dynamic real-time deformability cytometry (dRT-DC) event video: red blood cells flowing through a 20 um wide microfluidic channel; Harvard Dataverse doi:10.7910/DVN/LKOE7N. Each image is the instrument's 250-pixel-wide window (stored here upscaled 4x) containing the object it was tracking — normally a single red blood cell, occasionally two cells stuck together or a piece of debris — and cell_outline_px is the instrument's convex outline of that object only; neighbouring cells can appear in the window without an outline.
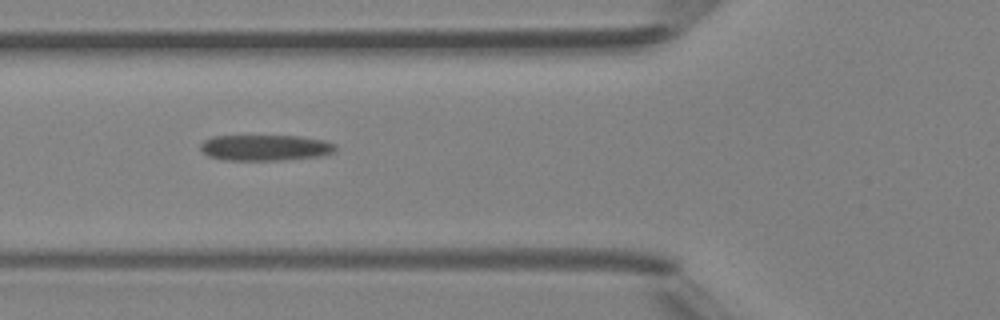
{"species": "Egyptian fruit bat (a non-hibernating species)", "species_latin": "Rousettus aegyptiacus", "temperature_condition": "room temperature", "stored_images_in_passage": 6, "camera_frame_rate_fps": 3000, "um_per_image_px": 0.085, "animal": {"sex": "female"}, "frame": {"image": 1, "passage_image": 4, "time_ms": 3.333, "image_size_px": [1000, 320], "cell_outline_px": [[336, 152], [324, 156], [280, 160], [224, 160], [208, 156], [200, 148], [200, 144], [204, 140], [212, 136], [300, 136], [324, 140], [336, 144]], "centroid_in_image_um": [22.59, 12.55], "position_along_channel_um": 103.2, "area_um2": 20.58}}
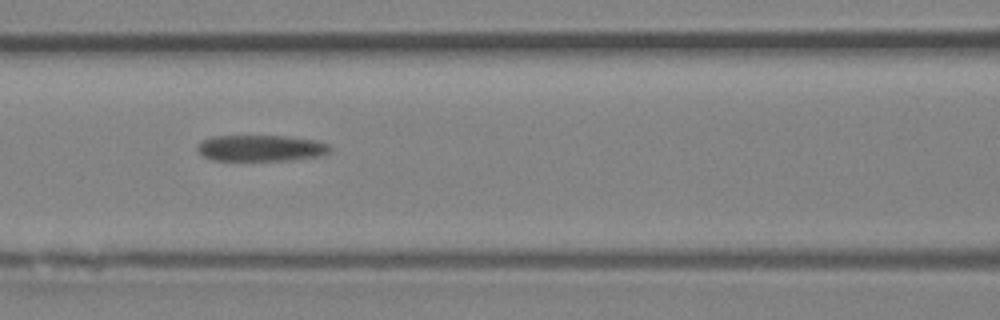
{"frame": {"image": 2, "passage_image": 5, "time_ms": 4.333, "image_size_px": [1000, 320], "cell_outline_px": [[332, 148], [324, 156], [288, 160], [212, 160], [204, 156], [196, 148], [204, 140], [212, 136], [284, 136], [320, 140], [328, 144]], "centroid_in_image_um": [22.25, 12.59], "position_along_channel_um": 144.3, "area_um2": 20.29}}
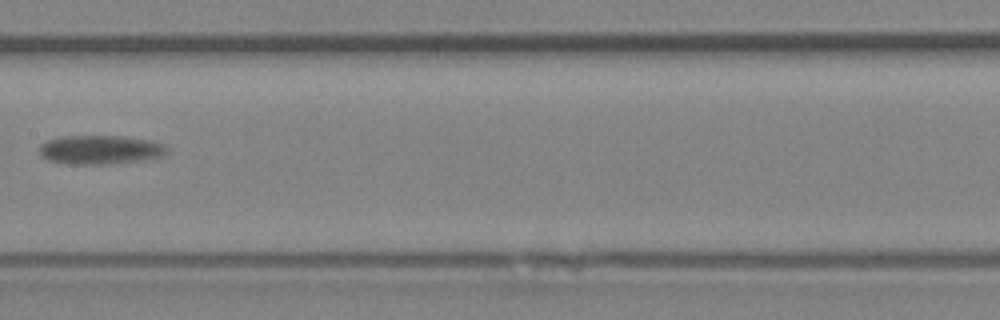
{"frame": {"image": 3, "passage_image": 6, "time_ms": 5.667, "image_size_px": [1000, 320], "cell_outline_px": [[168, 152], [164, 156], [144, 160], [108, 164], [68, 164], [48, 160], [40, 156], [40, 144], [48, 140], [60, 136], [120, 136], [148, 140], [160, 144], [168, 148]], "centroid_in_image_um": [8.5, 12.73], "position_along_channel_um": 198.9, "area_um2": 21.56}}